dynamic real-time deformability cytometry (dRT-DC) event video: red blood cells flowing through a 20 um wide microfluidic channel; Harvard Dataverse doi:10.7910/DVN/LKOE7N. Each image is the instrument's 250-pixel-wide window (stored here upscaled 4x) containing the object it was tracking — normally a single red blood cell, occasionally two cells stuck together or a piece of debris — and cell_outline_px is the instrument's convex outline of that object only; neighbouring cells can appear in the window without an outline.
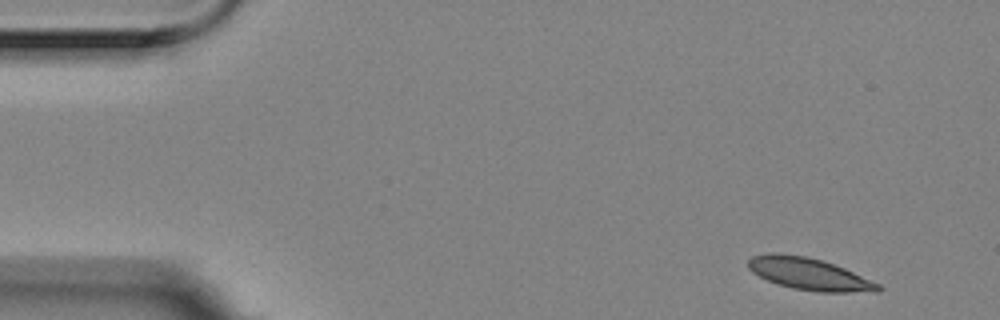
{"species": "Egyptian fruit bat (a non-hibernating species)", "species_latin": "Rousettus aegyptiacus", "temperature_condition": "room temperature", "stored_images_in_passage": 4, "camera_frame_rate_fps": 3000, "um_per_image_px": 0.085, "animal": {"sex": "female"}, "frame": {"image": 1, "passage_image": 1, "time_ms": 0.0, "image_size_px": [1000, 320], "cell_outline_px": [[884, 288], [880, 292], [816, 292], [792, 288], [776, 284], [752, 272], [748, 268], [748, 260], [752, 256], [772, 252], [780, 252], [804, 256], [820, 260], [844, 268], [880, 284]], "centroid_in_image_um": [68.78, 23.29], "position_along_channel_um": 16.2, "area_um2": 24.33}}
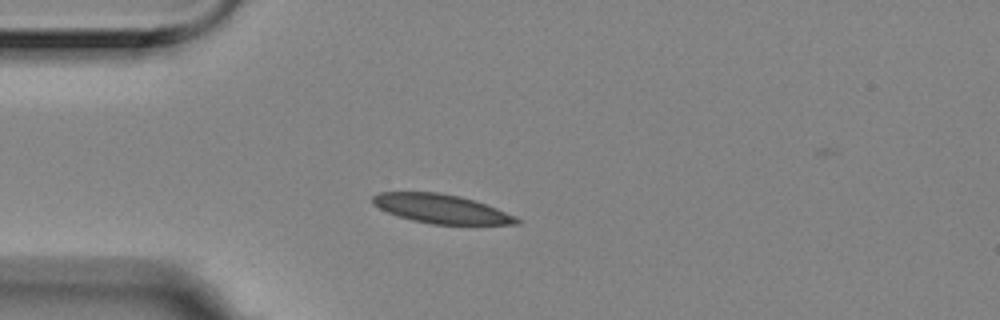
{"frame": {"image": 2, "passage_image": 4, "time_ms": 1.0, "image_size_px": [1000, 320], "cell_outline_px": [[520, 224], [432, 224], [412, 220], [396, 216], [372, 204], [372, 196], [380, 192], [436, 192], [460, 196], [496, 208], [516, 216], [520, 220]], "centroid_in_image_um": [37.47, 17.75], "position_along_channel_um": 47.5, "area_um2": 24.1}}